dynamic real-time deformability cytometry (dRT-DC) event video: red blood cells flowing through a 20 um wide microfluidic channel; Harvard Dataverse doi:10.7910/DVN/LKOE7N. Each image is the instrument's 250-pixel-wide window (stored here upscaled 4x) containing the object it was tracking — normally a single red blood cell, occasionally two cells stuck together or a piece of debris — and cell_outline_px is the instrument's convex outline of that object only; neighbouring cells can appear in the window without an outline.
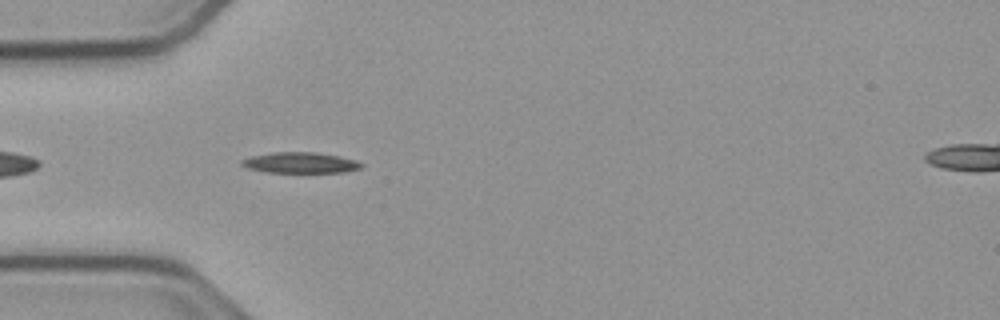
{"species": "common noctule bat (a hibernating species)", "species_latin": "Nyctalus noctula", "temperature_condition": "cold", "stored_images_in_passage": 42, "camera_frame_rate_fps": 3000, "um_per_image_px": 0.085, "animal": {"sex": "male", "body_mass_g": 23.1, "forearm_length_mm": 52.7}, "frame": {"image": 1, "passage_image": 4, "time_ms": 1.0, "image_size_px": [1000, 320], "cell_outline_px": [[364, 164], [360, 168], [344, 172], [268, 172], [248, 168], [240, 164], [240, 160], [252, 156], [272, 152], [316, 152], [340, 156], [356, 160]], "centroid_in_image_um": [25.53, 13.82], "position_along_channel_um": 59.5, "area_um2": 14.45}}
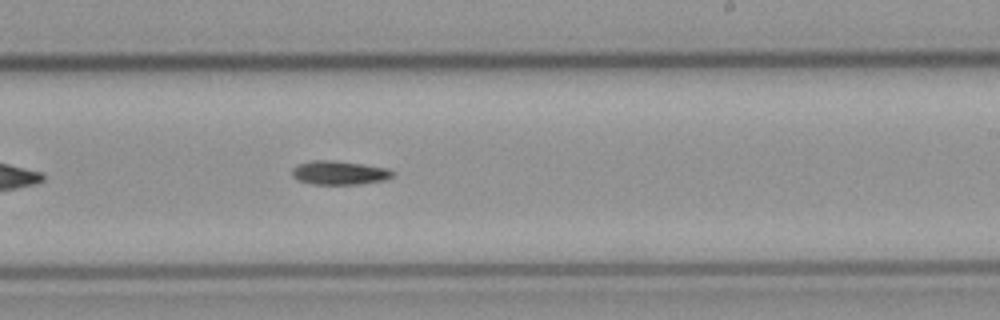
{"frame": {"image": 2, "passage_image": 20, "time_ms": 6.333, "image_size_px": [1000, 320], "cell_outline_px": [[392, 176], [384, 180], [360, 184], [312, 184], [300, 180], [292, 176], [292, 168], [300, 164], [312, 160], [332, 160], [388, 168], [392, 172]], "centroid_in_image_um": [28.82, 14.68], "position_along_channel_um": 260.2, "area_um2": 13.7}}
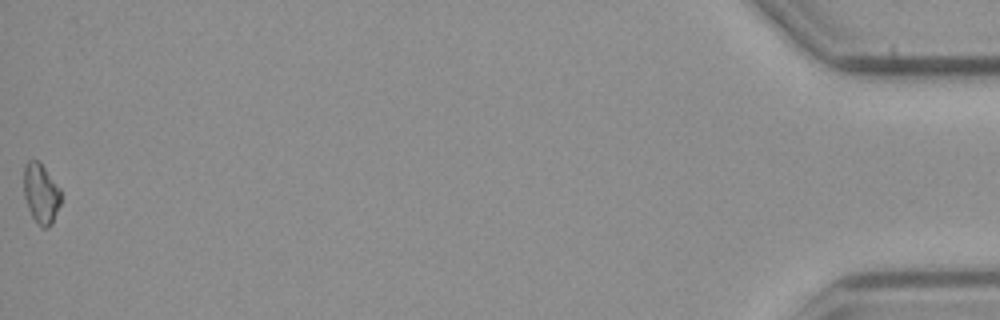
{"frame": {"image": 3, "passage_image": 42, "time_ms": 13.667, "image_size_px": [1000, 320], "cell_outline_px": [[60, 204], [52, 224], [48, 228], [40, 228], [32, 216], [28, 208], [24, 196], [24, 164], [28, 160], [40, 160], [60, 188]], "centroid_in_image_um": [3.48, 16.43], "position_along_channel_um": 431.7, "area_um2": 13.18}, "authors_computed_cell_mechanics": {"area_um2": 13.4096, "velocity_mm_per_s": 3.8014, "shape_relaxation_time_tau1_ms": 7.7242, "shape_relaxation_time_tau2_ms": null, "deformation_change_tau1": 0.1634, "deformation_change_tau2": null}}